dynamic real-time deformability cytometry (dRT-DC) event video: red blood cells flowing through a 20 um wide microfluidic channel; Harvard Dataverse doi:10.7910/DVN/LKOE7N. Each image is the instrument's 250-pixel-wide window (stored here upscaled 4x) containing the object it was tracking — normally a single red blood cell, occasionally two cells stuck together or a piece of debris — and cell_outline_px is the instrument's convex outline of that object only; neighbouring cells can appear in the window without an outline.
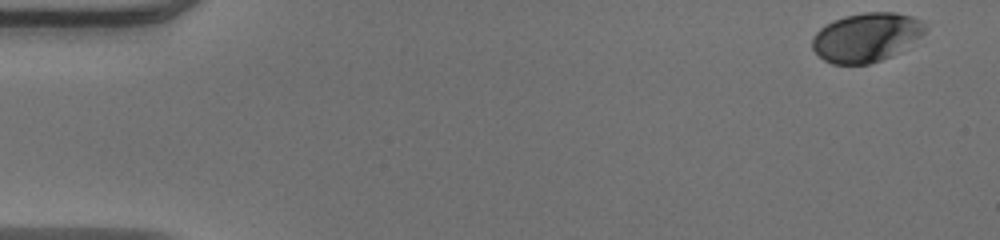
{"species": "human", "species_latin": "Homo sapiens", "temperature_condition": "warm", "stored_images_in_passage": 50, "camera_frame_rate_fps": 3000, "um_per_image_px": 0.085, "donor": {"sex": "male"}, "frame": {"image": 1, "passage_image": 1, "time_ms": 0.0, "image_size_px": [1000, 240], "cell_outline_px": [[928, 28], [920, 36], [892, 56], [868, 64], [832, 64], [824, 60], [812, 48], [812, 36], [820, 28], [844, 16], [864, 12], [896, 12], [912, 16], [920, 20]], "centroid_in_image_um": [73.62, 3.16], "position_along_channel_um": 11.4, "area_um2": 31.96}}
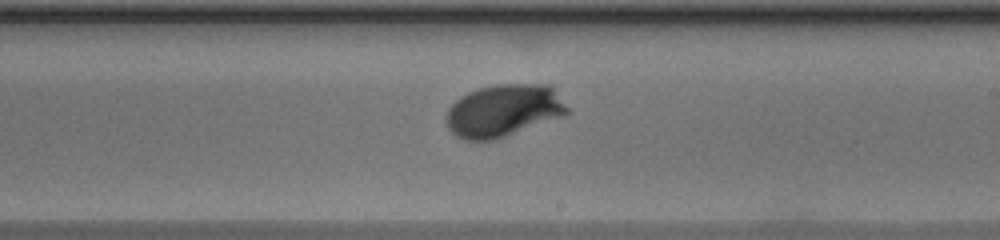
{"frame": {"image": 2, "passage_image": 29, "time_ms": 9.333, "image_size_px": [1000, 240], "cell_outline_px": [[572, 112], [564, 116], [496, 140], [464, 140], [456, 136], [448, 128], [444, 120], [444, 116], [448, 108], [460, 96], [468, 92], [480, 88], [496, 84], [548, 84], [552, 88]], "centroid_in_image_um": [42.78, 9.41], "position_along_channel_um": 246.2, "area_um2": 37.28}}
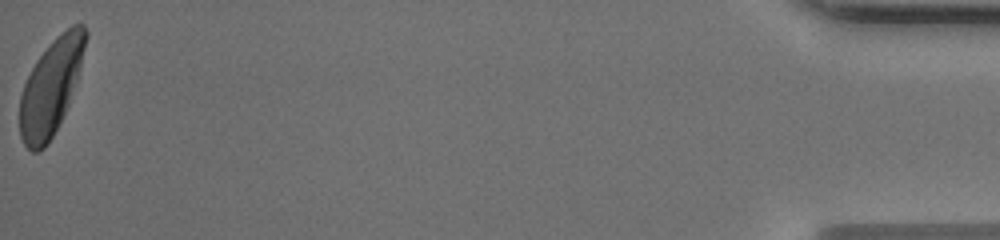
{"frame": {"image": 3, "passage_image": 50, "time_ms": 16.333, "image_size_px": [1000, 240], "cell_outline_px": [[88, 36], [76, 80], [68, 104], [52, 136], [44, 148], [36, 152], [32, 152], [24, 144], [20, 136], [20, 96], [24, 84], [36, 60], [56, 36], [72, 24], [84, 24], [88, 32]], "centroid_in_image_um": [4.32, 7.37], "position_along_channel_um": 430.9, "area_um2": 35.95}, "authors_computed_cell_mechanics": {"area_um2": 35.6337, "velocity_mm_per_s": 4.0254, "shape_relaxation_time_tau1_ms": 2.7611, "shape_relaxation_time_tau2_ms": null, "deformation_change_tau1": 0.1452, "deformation_change_tau2": null}}